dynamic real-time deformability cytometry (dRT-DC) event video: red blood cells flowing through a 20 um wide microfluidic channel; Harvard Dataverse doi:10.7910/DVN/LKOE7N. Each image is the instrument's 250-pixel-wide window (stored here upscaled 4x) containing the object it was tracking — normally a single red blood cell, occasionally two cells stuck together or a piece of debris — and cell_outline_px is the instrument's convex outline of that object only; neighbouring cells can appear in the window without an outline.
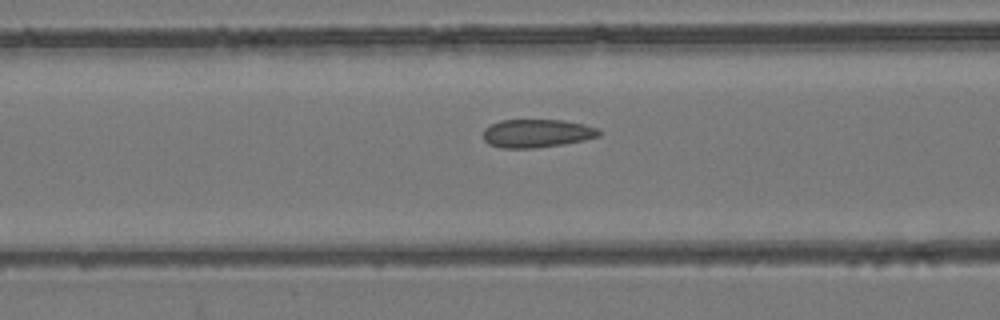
{"species": "common noctule bat (a hibernating species)", "species_latin": "Nyctalus noctula", "temperature_condition": "room temperature", "stored_images_in_passage": 40, "camera_frame_rate_fps": 3000, "um_per_image_px": 0.085, "animal": {"sex": "female", "body_mass_g": 24.6, "forearm_length_mm": 56.2}, "frame": {"image": 1, "passage_image": 15, "time_ms": 4.667, "image_size_px": [1000, 320], "cell_outline_px": [[600, 136], [584, 140], [564, 144], [536, 148], [504, 148], [488, 144], [484, 140], [484, 128], [500, 120], [564, 120], [584, 124], [596, 128], [600, 132]], "centroid_in_image_um": [45.63, 11.33], "position_along_channel_um": 121.0, "area_um2": 19.07}}
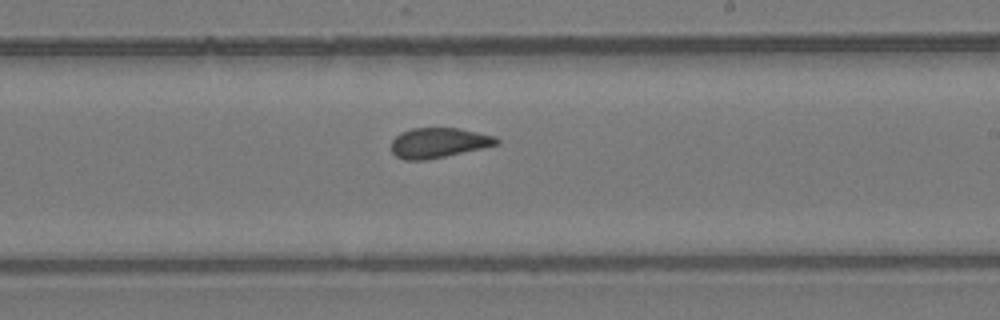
{"frame": {"image": 2, "passage_image": 25, "time_ms": 8.0, "image_size_px": [1000, 320], "cell_outline_px": [[500, 144], [428, 160], [404, 160], [396, 156], [392, 152], [392, 140], [400, 132], [412, 128], [460, 128], [496, 136], [500, 140]], "centroid_in_image_um": [37.3, 12.13], "position_along_channel_um": 251.7, "area_um2": 18.55}}
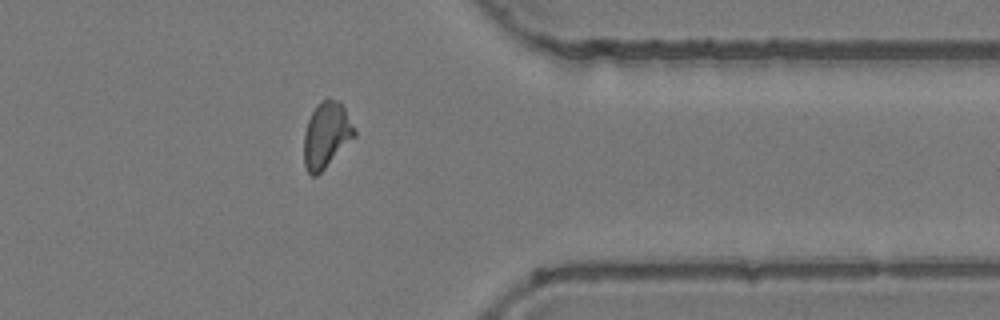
{"frame": {"image": 3, "passage_image": 36, "time_ms": 11.667, "image_size_px": [1000, 320], "cell_outline_px": [[356, 136], [316, 176], [312, 176], [308, 172], [304, 164], [304, 132], [308, 120], [316, 104], [320, 100], [328, 96], [340, 100], [356, 132]], "centroid_in_image_um": [27.73, 11.42], "position_along_channel_um": 383.7, "area_um2": 19.42}, "authors_computed_cell_mechanics": {"area_um2": 19.2185, "velocity_mm_per_s": 3.9193, "shape_relaxation_time_tau1_ms": null, "shape_relaxation_time_tau2_ms": 1.3071, "deformation_change_tau1": null, "deformation_change_tau2": 0.0623}}